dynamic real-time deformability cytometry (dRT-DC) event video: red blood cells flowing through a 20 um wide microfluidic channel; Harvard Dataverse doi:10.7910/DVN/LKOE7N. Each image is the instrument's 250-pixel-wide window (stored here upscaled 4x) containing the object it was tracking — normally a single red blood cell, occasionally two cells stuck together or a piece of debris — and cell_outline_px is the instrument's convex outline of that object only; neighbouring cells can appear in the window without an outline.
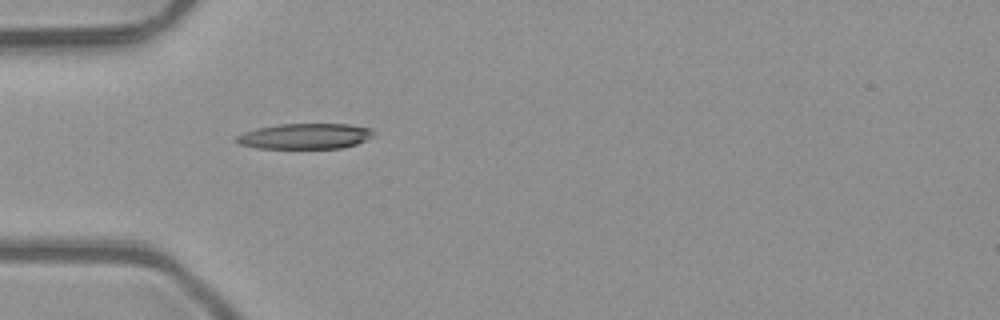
{"species": "common noctule bat (a hibernating species)", "species_latin": "Nyctalus noctula", "temperature_condition": "room temperature", "stored_images_in_passage": 1, "camera_frame_rate_fps": 3000, "um_per_image_px": 0.085, "animal": {"sex": "male", "body_mass_g": 23.1, "forearm_length_mm": 52.7}, "frame": {"image": 1, "passage_image": 1, "time_ms": 0.0, "image_size_px": [1000, 320], "cell_outline_px": [[372, 136], [356, 144], [340, 148], [256, 148], [240, 144], [232, 140], [236, 136], [244, 132], [256, 128], [280, 124], [348, 124], [372, 128]], "centroid_in_image_um": [25.87, 11.57], "position_along_channel_um": 59.1, "area_um2": 20.35}}